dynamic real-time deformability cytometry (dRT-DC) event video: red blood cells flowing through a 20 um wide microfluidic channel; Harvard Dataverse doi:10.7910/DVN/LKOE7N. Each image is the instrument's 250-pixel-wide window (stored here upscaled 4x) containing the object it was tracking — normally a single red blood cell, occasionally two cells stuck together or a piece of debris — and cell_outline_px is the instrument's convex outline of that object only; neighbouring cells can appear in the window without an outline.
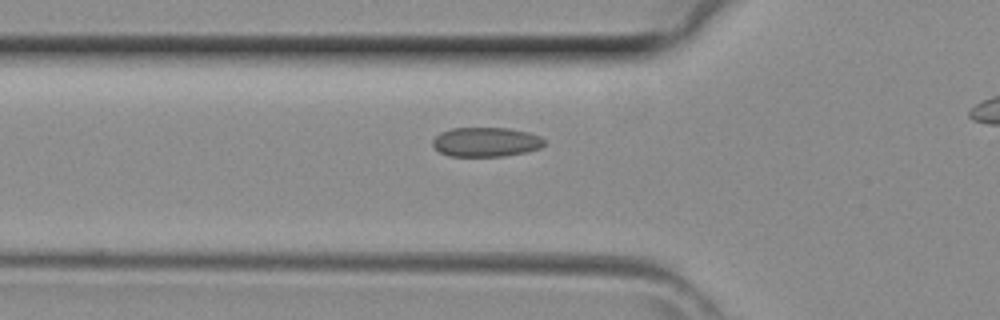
{"species": "common noctule bat (a hibernating species)", "species_latin": "Nyctalus noctula", "temperature_condition": "room temperature", "stored_images_in_passage": 30, "camera_frame_rate_fps": 3000, "um_per_image_px": 0.085, "animal": {"sex": "female", "body_mass_g": 29.2, "forearm_length_mm": 56.3}, "frame": {"image": 1, "passage_image": 10, "time_ms": 3.0, "image_size_px": [1000, 320], "cell_outline_px": [[544, 144], [540, 148], [524, 152], [504, 156], [448, 156], [440, 152], [432, 144], [432, 140], [440, 132], [452, 128], [508, 128], [528, 132], [540, 136], [544, 140]], "centroid_in_image_um": [41.29, 12.06], "position_along_channel_um": 84.5, "area_um2": 19.07}}
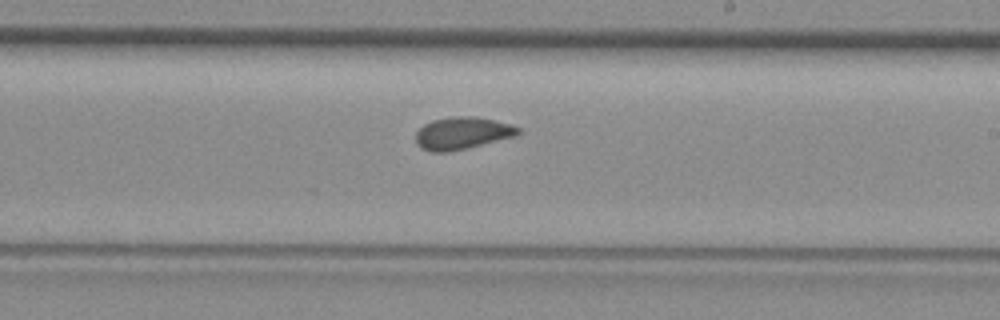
{"frame": {"image": 2, "passage_image": 20, "time_ms": 6.333, "image_size_px": [1000, 320], "cell_outline_px": [[520, 132], [512, 136], [468, 148], [448, 152], [432, 152], [420, 148], [416, 144], [416, 132], [424, 124], [432, 120], [456, 116], [476, 116], [508, 124], [520, 128]], "centroid_in_image_um": [39.22, 11.33], "position_along_channel_um": 249.8, "area_um2": 19.02}}
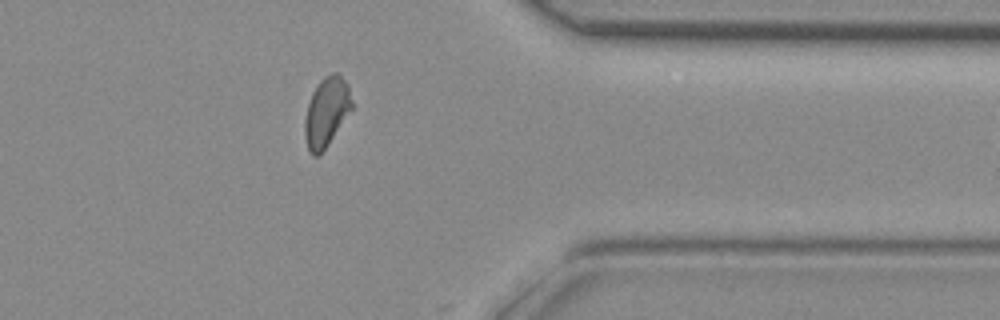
{"frame": {"image": 3, "passage_image": 29, "time_ms": 9.333, "image_size_px": [1000, 320], "cell_outline_px": [[352, 108], [328, 144], [316, 156], [312, 156], [308, 148], [304, 136], [304, 120], [308, 104], [312, 92], [320, 80], [324, 76], [332, 72], [336, 72], [348, 84], [352, 104]], "centroid_in_image_um": [27.73, 9.49], "position_along_channel_um": 383.7, "area_um2": 18.73}}